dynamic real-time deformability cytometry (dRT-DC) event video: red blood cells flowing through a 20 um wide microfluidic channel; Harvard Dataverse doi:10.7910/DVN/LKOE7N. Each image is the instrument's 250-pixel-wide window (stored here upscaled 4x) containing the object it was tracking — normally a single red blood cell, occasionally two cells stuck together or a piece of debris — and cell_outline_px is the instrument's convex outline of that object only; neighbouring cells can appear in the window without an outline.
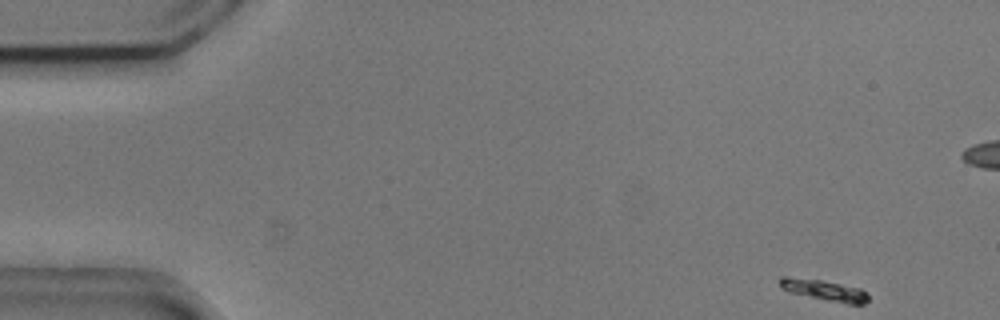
{"species": "common noctule bat (a hibernating species)", "species_latin": "Nyctalus noctula", "temperature_condition": "cold", "stored_images_in_passage": 54, "camera_frame_rate_fps": 3000, "um_per_image_px": 0.085, "animal": {"sex": "male", "body_mass_g": 20.5, "forearm_length_mm": 52.5}, "frame": {"image": 1, "passage_image": 1, "time_ms": 0.0, "image_size_px": [1000, 320], "cell_outline_px": [[868, 300], [864, 304], [848, 304], [788, 292], [780, 284], [780, 276], [788, 276], [820, 280], [860, 288], [868, 296]], "centroid_in_image_um": [70.05, 24.66], "position_along_channel_um": 15.0, "area_um2": 10.52}}
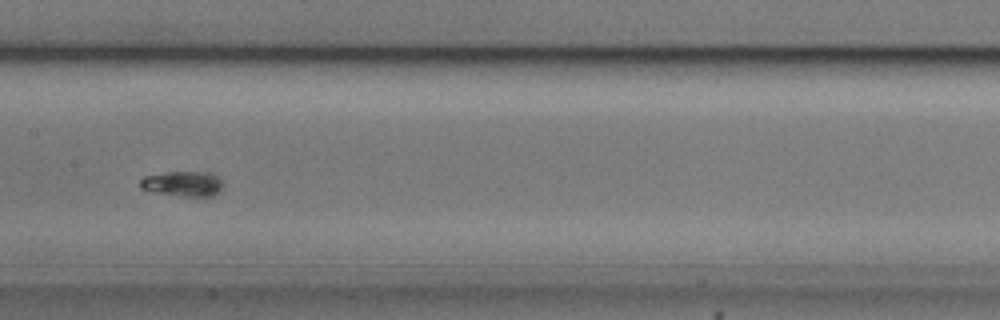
{"frame": {"image": 2, "passage_image": 25, "time_ms": 8.0, "image_size_px": [1000, 320], "cell_outline_px": [[220, 192], [212, 196], [184, 196], [156, 192], [140, 188], [140, 180], [144, 176], [168, 172], [212, 172], [220, 180]], "centroid_in_image_um": [15.53, 15.61], "position_along_channel_um": 191.9, "area_um2": 11.91}}
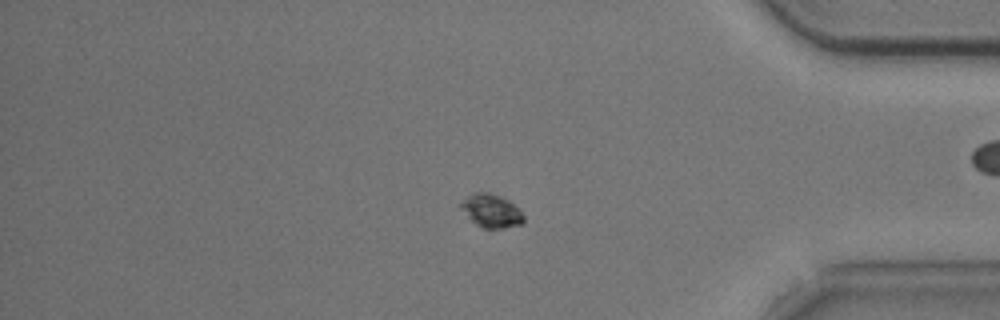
{"frame": {"image": 3, "passage_image": 44, "time_ms": 14.333, "image_size_px": [1000, 320], "cell_outline_px": [[524, 224], [504, 228], [484, 228], [468, 220], [456, 204], [472, 192], [488, 192], [500, 196], [508, 200], [524, 216]], "centroid_in_image_um": [41.67, 17.92], "position_along_channel_um": 393.5, "area_um2": 12.48}, "authors_computed_cell_mechanics": {"area_um2": 11.0687, "velocity_mm_per_s": 3.5919, "shape_relaxation_time_tau1_ms": 6.7556, "shape_relaxation_time_tau2_ms": null, "deformation_change_tau1": 0.2434, "deformation_change_tau2": null}}